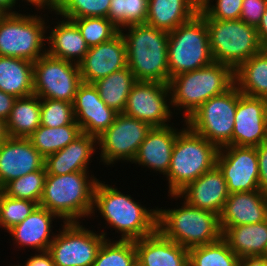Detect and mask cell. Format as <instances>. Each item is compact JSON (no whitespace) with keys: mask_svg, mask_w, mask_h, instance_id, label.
<instances>
[{"mask_svg":"<svg viewBox=\"0 0 267 266\" xmlns=\"http://www.w3.org/2000/svg\"><path fill=\"white\" fill-rule=\"evenodd\" d=\"M222 237L240 258L267 257V219L264 222L221 227Z\"/></svg>","mask_w":267,"mask_h":266,"instance_id":"cell-27","label":"cell"},{"mask_svg":"<svg viewBox=\"0 0 267 266\" xmlns=\"http://www.w3.org/2000/svg\"><path fill=\"white\" fill-rule=\"evenodd\" d=\"M34 62L0 56V90L16 98L34 94Z\"/></svg>","mask_w":267,"mask_h":266,"instance_id":"cell-29","label":"cell"},{"mask_svg":"<svg viewBox=\"0 0 267 266\" xmlns=\"http://www.w3.org/2000/svg\"><path fill=\"white\" fill-rule=\"evenodd\" d=\"M151 126L124 113H118L113 124L97 138L100 160L104 165L116 161L132 162Z\"/></svg>","mask_w":267,"mask_h":266,"instance_id":"cell-13","label":"cell"},{"mask_svg":"<svg viewBox=\"0 0 267 266\" xmlns=\"http://www.w3.org/2000/svg\"><path fill=\"white\" fill-rule=\"evenodd\" d=\"M78 65L82 81L88 84L126 68V42L121 32L109 41L89 47Z\"/></svg>","mask_w":267,"mask_h":266,"instance_id":"cell-18","label":"cell"},{"mask_svg":"<svg viewBox=\"0 0 267 266\" xmlns=\"http://www.w3.org/2000/svg\"><path fill=\"white\" fill-rule=\"evenodd\" d=\"M149 0H110L107 18L119 29L147 21Z\"/></svg>","mask_w":267,"mask_h":266,"instance_id":"cell-36","label":"cell"},{"mask_svg":"<svg viewBox=\"0 0 267 266\" xmlns=\"http://www.w3.org/2000/svg\"><path fill=\"white\" fill-rule=\"evenodd\" d=\"M88 172L47 174L39 206L55 213L63 222H79L83 217H90L99 179Z\"/></svg>","mask_w":267,"mask_h":266,"instance_id":"cell-4","label":"cell"},{"mask_svg":"<svg viewBox=\"0 0 267 266\" xmlns=\"http://www.w3.org/2000/svg\"><path fill=\"white\" fill-rule=\"evenodd\" d=\"M173 199H183L191 206L219 215L229 196L226 181L217 166L189 183Z\"/></svg>","mask_w":267,"mask_h":266,"instance_id":"cell-20","label":"cell"},{"mask_svg":"<svg viewBox=\"0 0 267 266\" xmlns=\"http://www.w3.org/2000/svg\"><path fill=\"white\" fill-rule=\"evenodd\" d=\"M5 14L0 10V19L4 16Z\"/></svg>","mask_w":267,"mask_h":266,"instance_id":"cell-53","label":"cell"},{"mask_svg":"<svg viewBox=\"0 0 267 266\" xmlns=\"http://www.w3.org/2000/svg\"><path fill=\"white\" fill-rule=\"evenodd\" d=\"M106 238L93 266H134L137 261L135 241Z\"/></svg>","mask_w":267,"mask_h":266,"instance_id":"cell-35","label":"cell"},{"mask_svg":"<svg viewBox=\"0 0 267 266\" xmlns=\"http://www.w3.org/2000/svg\"><path fill=\"white\" fill-rule=\"evenodd\" d=\"M165 127H152L139 146L132 164L147 167L164 176L169 171L173 146L180 131L173 124Z\"/></svg>","mask_w":267,"mask_h":266,"instance_id":"cell-21","label":"cell"},{"mask_svg":"<svg viewBox=\"0 0 267 266\" xmlns=\"http://www.w3.org/2000/svg\"><path fill=\"white\" fill-rule=\"evenodd\" d=\"M37 206L36 202L11 198L0 191V228L7 232L26 219Z\"/></svg>","mask_w":267,"mask_h":266,"instance_id":"cell-40","label":"cell"},{"mask_svg":"<svg viewBox=\"0 0 267 266\" xmlns=\"http://www.w3.org/2000/svg\"><path fill=\"white\" fill-rule=\"evenodd\" d=\"M169 85L162 82L137 81L127 98L124 114L149 124L165 127L171 122Z\"/></svg>","mask_w":267,"mask_h":266,"instance_id":"cell-14","label":"cell"},{"mask_svg":"<svg viewBox=\"0 0 267 266\" xmlns=\"http://www.w3.org/2000/svg\"><path fill=\"white\" fill-rule=\"evenodd\" d=\"M89 47L111 40L120 30L103 17H87L72 19Z\"/></svg>","mask_w":267,"mask_h":266,"instance_id":"cell-39","label":"cell"},{"mask_svg":"<svg viewBox=\"0 0 267 266\" xmlns=\"http://www.w3.org/2000/svg\"><path fill=\"white\" fill-rule=\"evenodd\" d=\"M41 98L37 95L17 98L6 121L9 137L28 138L41 125Z\"/></svg>","mask_w":267,"mask_h":266,"instance_id":"cell-31","label":"cell"},{"mask_svg":"<svg viewBox=\"0 0 267 266\" xmlns=\"http://www.w3.org/2000/svg\"><path fill=\"white\" fill-rule=\"evenodd\" d=\"M17 98L0 90V119L6 122Z\"/></svg>","mask_w":267,"mask_h":266,"instance_id":"cell-45","label":"cell"},{"mask_svg":"<svg viewBox=\"0 0 267 266\" xmlns=\"http://www.w3.org/2000/svg\"><path fill=\"white\" fill-rule=\"evenodd\" d=\"M184 122L177 133L166 180L168 194H178L189 183L216 166L219 148ZM186 126V127H184Z\"/></svg>","mask_w":267,"mask_h":266,"instance_id":"cell-5","label":"cell"},{"mask_svg":"<svg viewBox=\"0 0 267 266\" xmlns=\"http://www.w3.org/2000/svg\"><path fill=\"white\" fill-rule=\"evenodd\" d=\"M137 79L128 67L97 80L93 85L105 104L118 113H123L127 98Z\"/></svg>","mask_w":267,"mask_h":266,"instance_id":"cell-32","label":"cell"},{"mask_svg":"<svg viewBox=\"0 0 267 266\" xmlns=\"http://www.w3.org/2000/svg\"><path fill=\"white\" fill-rule=\"evenodd\" d=\"M168 85L171 107L174 112L175 109L184 111L181 116L186 121L204 102L227 92L235 85L234 69L213 62L206 67L170 78Z\"/></svg>","mask_w":267,"mask_h":266,"instance_id":"cell-3","label":"cell"},{"mask_svg":"<svg viewBox=\"0 0 267 266\" xmlns=\"http://www.w3.org/2000/svg\"><path fill=\"white\" fill-rule=\"evenodd\" d=\"M78 124H69L60 127H45L40 125L28 138L33 147L44 157L54 154L81 134Z\"/></svg>","mask_w":267,"mask_h":266,"instance_id":"cell-33","label":"cell"},{"mask_svg":"<svg viewBox=\"0 0 267 266\" xmlns=\"http://www.w3.org/2000/svg\"><path fill=\"white\" fill-rule=\"evenodd\" d=\"M98 149L97 137L81 133L62 150L48 155L44 166L47 174L64 175L89 170L93 154Z\"/></svg>","mask_w":267,"mask_h":266,"instance_id":"cell-25","label":"cell"},{"mask_svg":"<svg viewBox=\"0 0 267 266\" xmlns=\"http://www.w3.org/2000/svg\"><path fill=\"white\" fill-rule=\"evenodd\" d=\"M50 29L46 40V53L52 57L79 64L89 50L77 25L69 19L60 18ZM49 47V48H48Z\"/></svg>","mask_w":267,"mask_h":266,"instance_id":"cell-26","label":"cell"},{"mask_svg":"<svg viewBox=\"0 0 267 266\" xmlns=\"http://www.w3.org/2000/svg\"><path fill=\"white\" fill-rule=\"evenodd\" d=\"M189 266H238L240 258L226 240H219L188 250Z\"/></svg>","mask_w":267,"mask_h":266,"instance_id":"cell-34","label":"cell"},{"mask_svg":"<svg viewBox=\"0 0 267 266\" xmlns=\"http://www.w3.org/2000/svg\"><path fill=\"white\" fill-rule=\"evenodd\" d=\"M38 253L27 258L24 266H55L51 253L48 250Z\"/></svg>","mask_w":267,"mask_h":266,"instance_id":"cell-46","label":"cell"},{"mask_svg":"<svg viewBox=\"0 0 267 266\" xmlns=\"http://www.w3.org/2000/svg\"><path fill=\"white\" fill-rule=\"evenodd\" d=\"M256 30L262 50H267V9L263 14L260 23L256 27Z\"/></svg>","mask_w":267,"mask_h":266,"instance_id":"cell-47","label":"cell"},{"mask_svg":"<svg viewBox=\"0 0 267 266\" xmlns=\"http://www.w3.org/2000/svg\"><path fill=\"white\" fill-rule=\"evenodd\" d=\"M238 102V88L211 97L187 120L186 124L218 148L232 145L234 117Z\"/></svg>","mask_w":267,"mask_h":266,"instance_id":"cell-10","label":"cell"},{"mask_svg":"<svg viewBox=\"0 0 267 266\" xmlns=\"http://www.w3.org/2000/svg\"><path fill=\"white\" fill-rule=\"evenodd\" d=\"M213 62L206 21L199 13L168 32L170 78L206 67Z\"/></svg>","mask_w":267,"mask_h":266,"instance_id":"cell-7","label":"cell"},{"mask_svg":"<svg viewBox=\"0 0 267 266\" xmlns=\"http://www.w3.org/2000/svg\"><path fill=\"white\" fill-rule=\"evenodd\" d=\"M177 208H158L157 229L186 249L215 242L222 237L219 215L193 207L183 200Z\"/></svg>","mask_w":267,"mask_h":266,"instance_id":"cell-6","label":"cell"},{"mask_svg":"<svg viewBox=\"0 0 267 266\" xmlns=\"http://www.w3.org/2000/svg\"><path fill=\"white\" fill-rule=\"evenodd\" d=\"M109 6L110 0H59L54 14L69 20L87 17L107 18Z\"/></svg>","mask_w":267,"mask_h":266,"instance_id":"cell-38","label":"cell"},{"mask_svg":"<svg viewBox=\"0 0 267 266\" xmlns=\"http://www.w3.org/2000/svg\"><path fill=\"white\" fill-rule=\"evenodd\" d=\"M259 167V190L267 195V141L256 147Z\"/></svg>","mask_w":267,"mask_h":266,"instance_id":"cell-44","label":"cell"},{"mask_svg":"<svg viewBox=\"0 0 267 266\" xmlns=\"http://www.w3.org/2000/svg\"><path fill=\"white\" fill-rule=\"evenodd\" d=\"M41 125L45 127H60L69 124H78L75 121L73 103L41 99Z\"/></svg>","mask_w":267,"mask_h":266,"instance_id":"cell-41","label":"cell"},{"mask_svg":"<svg viewBox=\"0 0 267 266\" xmlns=\"http://www.w3.org/2000/svg\"><path fill=\"white\" fill-rule=\"evenodd\" d=\"M267 219V195L260 190L229 194L221 213L220 227L264 222Z\"/></svg>","mask_w":267,"mask_h":266,"instance_id":"cell-22","label":"cell"},{"mask_svg":"<svg viewBox=\"0 0 267 266\" xmlns=\"http://www.w3.org/2000/svg\"><path fill=\"white\" fill-rule=\"evenodd\" d=\"M73 112L81 132L97 138L113 124L118 114L100 98L93 84L84 82L75 94Z\"/></svg>","mask_w":267,"mask_h":266,"instance_id":"cell-17","label":"cell"},{"mask_svg":"<svg viewBox=\"0 0 267 266\" xmlns=\"http://www.w3.org/2000/svg\"><path fill=\"white\" fill-rule=\"evenodd\" d=\"M56 218L60 219L55 213L38 205L26 219L7 232L18 248L28 247L36 249V252L47 251L56 235L52 232V224Z\"/></svg>","mask_w":267,"mask_h":266,"instance_id":"cell-23","label":"cell"},{"mask_svg":"<svg viewBox=\"0 0 267 266\" xmlns=\"http://www.w3.org/2000/svg\"><path fill=\"white\" fill-rule=\"evenodd\" d=\"M20 1V0H18ZM26 2L28 5L35 6L36 10H44V9H49L50 12H55L59 0H22V3ZM30 3V4H29Z\"/></svg>","mask_w":267,"mask_h":266,"instance_id":"cell-48","label":"cell"},{"mask_svg":"<svg viewBox=\"0 0 267 266\" xmlns=\"http://www.w3.org/2000/svg\"><path fill=\"white\" fill-rule=\"evenodd\" d=\"M267 9V0H243L240 20L257 27Z\"/></svg>","mask_w":267,"mask_h":266,"instance_id":"cell-43","label":"cell"},{"mask_svg":"<svg viewBox=\"0 0 267 266\" xmlns=\"http://www.w3.org/2000/svg\"><path fill=\"white\" fill-rule=\"evenodd\" d=\"M137 261L144 266H189L188 249L166 238L158 229L135 241Z\"/></svg>","mask_w":267,"mask_h":266,"instance_id":"cell-24","label":"cell"},{"mask_svg":"<svg viewBox=\"0 0 267 266\" xmlns=\"http://www.w3.org/2000/svg\"><path fill=\"white\" fill-rule=\"evenodd\" d=\"M47 172L45 166L41 170L30 172L8 182L1 191L8 197L29 200L39 205Z\"/></svg>","mask_w":267,"mask_h":266,"instance_id":"cell-37","label":"cell"},{"mask_svg":"<svg viewBox=\"0 0 267 266\" xmlns=\"http://www.w3.org/2000/svg\"><path fill=\"white\" fill-rule=\"evenodd\" d=\"M45 158L29 138L8 137L0 146V188L30 172L41 170Z\"/></svg>","mask_w":267,"mask_h":266,"instance_id":"cell-19","label":"cell"},{"mask_svg":"<svg viewBox=\"0 0 267 266\" xmlns=\"http://www.w3.org/2000/svg\"><path fill=\"white\" fill-rule=\"evenodd\" d=\"M213 1L200 0L198 13L204 19L240 20L243 0H215L216 3Z\"/></svg>","mask_w":267,"mask_h":266,"instance_id":"cell-42","label":"cell"},{"mask_svg":"<svg viewBox=\"0 0 267 266\" xmlns=\"http://www.w3.org/2000/svg\"><path fill=\"white\" fill-rule=\"evenodd\" d=\"M235 86L247 96L267 99V50H261L234 70Z\"/></svg>","mask_w":267,"mask_h":266,"instance_id":"cell-30","label":"cell"},{"mask_svg":"<svg viewBox=\"0 0 267 266\" xmlns=\"http://www.w3.org/2000/svg\"><path fill=\"white\" fill-rule=\"evenodd\" d=\"M8 133L6 129V122L0 119V146L4 143V141L8 138Z\"/></svg>","mask_w":267,"mask_h":266,"instance_id":"cell-51","label":"cell"},{"mask_svg":"<svg viewBox=\"0 0 267 266\" xmlns=\"http://www.w3.org/2000/svg\"><path fill=\"white\" fill-rule=\"evenodd\" d=\"M120 32L126 42L127 67L137 81L168 84V32L147 23L130 25Z\"/></svg>","mask_w":267,"mask_h":266,"instance_id":"cell-2","label":"cell"},{"mask_svg":"<svg viewBox=\"0 0 267 266\" xmlns=\"http://www.w3.org/2000/svg\"><path fill=\"white\" fill-rule=\"evenodd\" d=\"M44 19L38 13L5 14L0 19V56L35 62L46 54L45 34L50 25Z\"/></svg>","mask_w":267,"mask_h":266,"instance_id":"cell-9","label":"cell"},{"mask_svg":"<svg viewBox=\"0 0 267 266\" xmlns=\"http://www.w3.org/2000/svg\"><path fill=\"white\" fill-rule=\"evenodd\" d=\"M200 0H149L146 23L156 29L173 31L199 12Z\"/></svg>","mask_w":267,"mask_h":266,"instance_id":"cell-28","label":"cell"},{"mask_svg":"<svg viewBox=\"0 0 267 266\" xmlns=\"http://www.w3.org/2000/svg\"><path fill=\"white\" fill-rule=\"evenodd\" d=\"M105 183L98 180L96 184L91 216L98 210L107 221L105 225L121 233L120 240L136 241L157 230L158 207L146 208L130 194L125 195L116 186Z\"/></svg>","mask_w":267,"mask_h":266,"instance_id":"cell-1","label":"cell"},{"mask_svg":"<svg viewBox=\"0 0 267 266\" xmlns=\"http://www.w3.org/2000/svg\"><path fill=\"white\" fill-rule=\"evenodd\" d=\"M15 4H18V0H0V10L4 14H17L19 11L15 10Z\"/></svg>","mask_w":267,"mask_h":266,"instance_id":"cell-50","label":"cell"},{"mask_svg":"<svg viewBox=\"0 0 267 266\" xmlns=\"http://www.w3.org/2000/svg\"><path fill=\"white\" fill-rule=\"evenodd\" d=\"M34 95L73 103L83 83L79 65L44 54L33 65Z\"/></svg>","mask_w":267,"mask_h":266,"instance_id":"cell-12","label":"cell"},{"mask_svg":"<svg viewBox=\"0 0 267 266\" xmlns=\"http://www.w3.org/2000/svg\"><path fill=\"white\" fill-rule=\"evenodd\" d=\"M214 62L234 70L262 50L255 26L242 20L205 19Z\"/></svg>","mask_w":267,"mask_h":266,"instance_id":"cell-8","label":"cell"},{"mask_svg":"<svg viewBox=\"0 0 267 266\" xmlns=\"http://www.w3.org/2000/svg\"><path fill=\"white\" fill-rule=\"evenodd\" d=\"M238 266H267V257L243 258Z\"/></svg>","mask_w":267,"mask_h":266,"instance_id":"cell-49","label":"cell"},{"mask_svg":"<svg viewBox=\"0 0 267 266\" xmlns=\"http://www.w3.org/2000/svg\"><path fill=\"white\" fill-rule=\"evenodd\" d=\"M49 247L55 266H93L106 239L105 230L95 233L80 222H63Z\"/></svg>","mask_w":267,"mask_h":266,"instance_id":"cell-11","label":"cell"},{"mask_svg":"<svg viewBox=\"0 0 267 266\" xmlns=\"http://www.w3.org/2000/svg\"><path fill=\"white\" fill-rule=\"evenodd\" d=\"M267 141V99L238 90L232 145L257 147Z\"/></svg>","mask_w":267,"mask_h":266,"instance_id":"cell-16","label":"cell"},{"mask_svg":"<svg viewBox=\"0 0 267 266\" xmlns=\"http://www.w3.org/2000/svg\"><path fill=\"white\" fill-rule=\"evenodd\" d=\"M134 266H144V265H142L141 263H139L138 261H136V262L134 263Z\"/></svg>","mask_w":267,"mask_h":266,"instance_id":"cell-52","label":"cell"},{"mask_svg":"<svg viewBox=\"0 0 267 266\" xmlns=\"http://www.w3.org/2000/svg\"><path fill=\"white\" fill-rule=\"evenodd\" d=\"M216 166L221 171L229 194L259 190V167L256 147L219 148Z\"/></svg>","mask_w":267,"mask_h":266,"instance_id":"cell-15","label":"cell"}]
</instances>
